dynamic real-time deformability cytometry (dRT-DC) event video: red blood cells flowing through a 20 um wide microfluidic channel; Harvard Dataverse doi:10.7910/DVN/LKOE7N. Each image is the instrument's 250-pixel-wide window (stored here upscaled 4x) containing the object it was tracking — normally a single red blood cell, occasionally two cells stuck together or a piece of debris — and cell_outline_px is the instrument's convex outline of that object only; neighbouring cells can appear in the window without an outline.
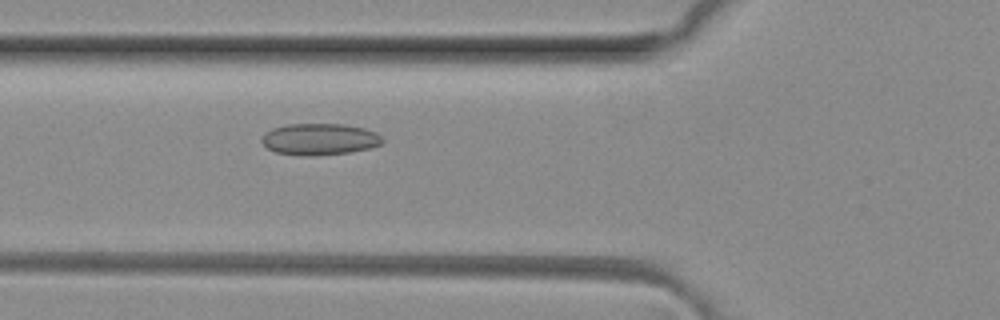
{"species": "common noctule bat (a hibernating species)", "species_latin": "Nyctalus noctula", "temperature_condition": "room temperature", "stored_images_in_passage": 4, "camera_frame_rate_fps": 3000, "um_per_image_px": 0.085, "animal": {"sex": "female", "body_mass_g": 29.2, "forearm_length_mm": 56.3}, "frame": {"image": 1, "passage_image": 4, "time_ms": 1.0, "image_size_px": [1000, 320], "cell_outline_px": [[384, 140], [380, 144], [368, 148], [348, 152], [312, 156], [304, 156], [276, 152], [268, 148], [260, 140], [264, 132], [272, 128], [288, 124], [344, 124], [364, 128], [376, 132]], "centroid_in_image_um": [27.13, 11.82], "position_along_channel_um": 98.7, "area_um2": 22.14}}